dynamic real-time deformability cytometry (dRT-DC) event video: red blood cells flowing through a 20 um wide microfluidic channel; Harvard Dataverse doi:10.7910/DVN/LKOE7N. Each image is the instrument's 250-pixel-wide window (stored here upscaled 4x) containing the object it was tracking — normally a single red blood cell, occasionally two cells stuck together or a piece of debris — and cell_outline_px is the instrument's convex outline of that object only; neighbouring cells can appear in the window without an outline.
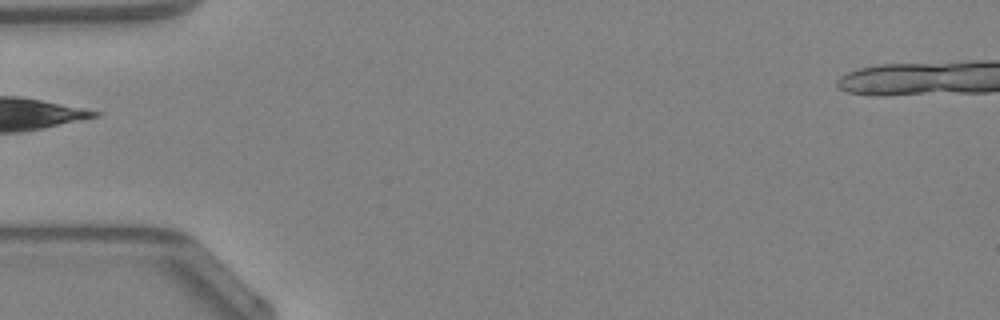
{"species": "Egyptian fruit bat (a non-hibernating species)", "species_latin": "Rousettus aegyptiacus", "temperature_condition": "warm", "stored_images_in_passage": 1, "camera_frame_rate_fps": 3000, "um_per_image_px": 0.085, "animal": {"sex": "female"}, "frame": {"image": 1, "passage_image": 1, "time_ms": 0.0, "image_size_px": [1000, 320], "cell_outline_px": [[948, 68], [928, 88], [908, 92], [860, 92], [872, 68]], "centroid_in_image_um": [76.58, 6.75], "position_along_channel_um": 8.4, "area_um2": 11.91}}